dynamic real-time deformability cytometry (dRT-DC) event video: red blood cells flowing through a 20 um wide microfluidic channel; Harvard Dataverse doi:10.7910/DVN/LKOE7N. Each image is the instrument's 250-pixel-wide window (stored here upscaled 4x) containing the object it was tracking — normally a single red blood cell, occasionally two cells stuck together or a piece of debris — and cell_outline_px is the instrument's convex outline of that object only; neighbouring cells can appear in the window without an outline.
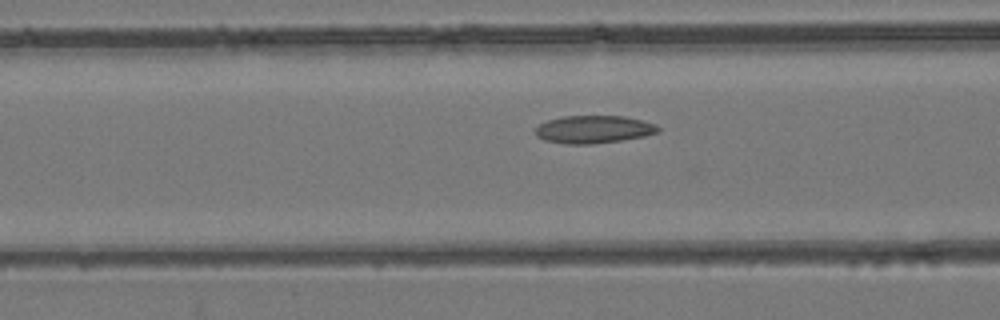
{"species": "common noctule bat (a hibernating species)", "species_latin": "Nyctalus noctula", "temperature_condition": "room temperature", "stored_images_in_passage": 37, "camera_frame_rate_fps": 3000, "um_per_image_px": 0.085, "animal": {"sex": "female", "body_mass_g": 24.6, "forearm_length_mm": 56.2}, "frame": {"image": 1, "passage_image": 8, "time_ms": 2.333, "image_size_px": [1000, 320], "cell_outline_px": [[660, 132], [644, 136], [620, 140], [592, 144], [564, 144], [544, 140], [536, 136], [536, 128], [540, 124], [548, 120], [564, 116], [624, 116], [656, 124], [660, 128]], "centroid_in_image_um": [50.46, 11.0], "position_along_channel_um": 116.1, "area_um2": 19.77}}
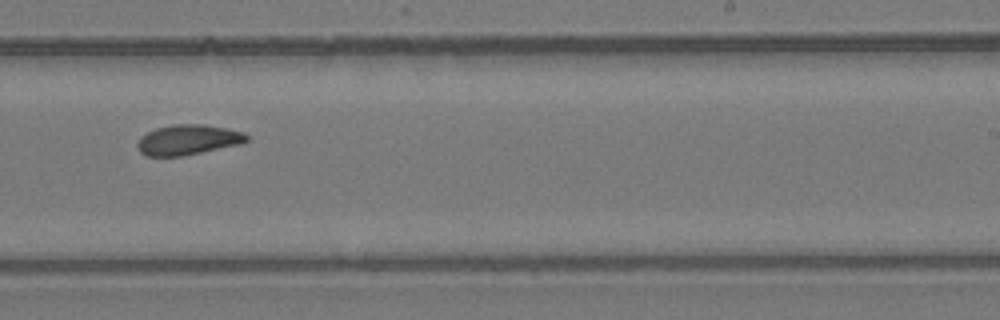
{"frame": {"image": 2, "passage_image": 19, "time_ms": 6.0, "image_size_px": [1000, 320], "cell_outline_px": [[248, 140], [240, 144], [184, 156], [148, 156], [140, 152], [136, 144], [140, 136], [156, 128], [172, 124], [204, 124], [228, 128], [244, 132], [248, 136]], "centroid_in_image_um": [15.98, 11.87], "position_along_channel_um": 273.0, "area_um2": 19.36}}
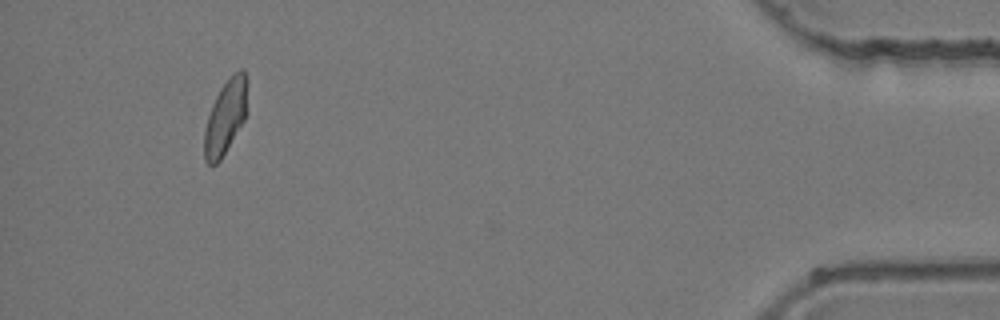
{"frame": {"image": 3, "passage_image": 34, "time_ms": 11.0, "image_size_px": [1000, 320], "cell_outline_px": [[248, 80], [244, 120], [220, 160], [216, 164], [208, 164], [204, 160], [204, 132], [208, 116], [212, 104], [220, 88], [232, 72], [240, 68], [244, 68]], "centroid_in_image_um": [19.17, 9.88], "position_along_channel_um": 416.0, "area_um2": 18.61}}